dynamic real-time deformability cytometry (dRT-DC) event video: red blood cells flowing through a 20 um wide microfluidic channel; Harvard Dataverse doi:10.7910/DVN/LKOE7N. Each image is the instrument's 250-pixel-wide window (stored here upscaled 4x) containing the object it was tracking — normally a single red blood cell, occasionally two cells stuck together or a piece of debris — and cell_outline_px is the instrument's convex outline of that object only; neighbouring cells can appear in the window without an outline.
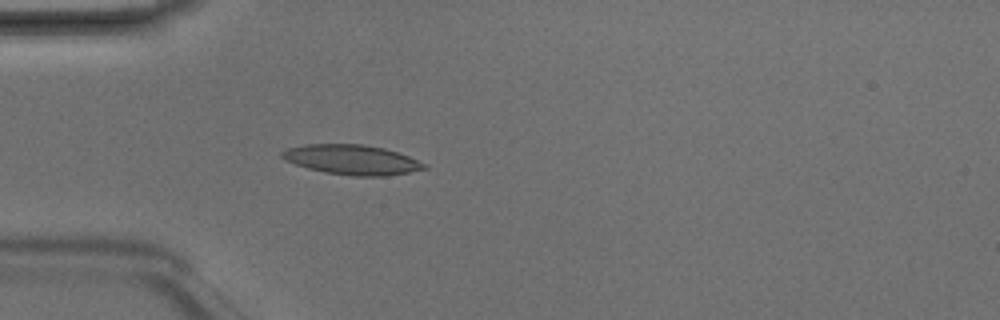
{"species": "Egyptian fruit bat (a non-hibernating species)", "species_latin": "Rousettus aegyptiacus", "temperature_condition": "room temperature", "stored_images_in_passage": 4, "camera_frame_rate_fps": 3000, "um_per_image_px": 0.085, "animal": {"sex": "male"}, "frame": {"image": 1, "passage_image": 4, "time_ms": 1.0, "image_size_px": [1000, 320], "cell_outline_px": [[428, 168], [388, 176], [352, 176], [324, 172], [308, 168], [284, 160], [280, 156], [280, 152], [288, 148], [308, 144], [364, 144], [384, 148], [408, 156], [428, 164]], "centroid_in_image_um": [29.92, 13.58], "position_along_channel_um": 55.1, "area_um2": 24.74}}